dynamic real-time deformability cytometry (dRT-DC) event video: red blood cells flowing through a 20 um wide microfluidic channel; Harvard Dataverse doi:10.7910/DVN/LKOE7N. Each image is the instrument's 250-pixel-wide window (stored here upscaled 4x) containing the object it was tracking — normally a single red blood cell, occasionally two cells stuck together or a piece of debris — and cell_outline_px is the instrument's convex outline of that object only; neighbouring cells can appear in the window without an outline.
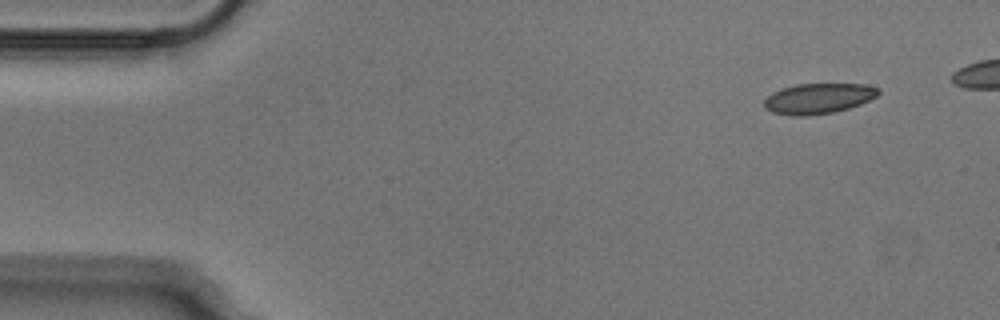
{"species": "Egyptian fruit bat (a non-hibernating species)", "species_latin": "Rousettus aegyptiacus", "temperature_condition": "cold", "stored_images_in_passage": 43, "camera_frame_rate_fps": 3000, "um_per_image_px": 0.085, "animal": {"sex": "male"}, "frame": {"image": 1, "passage_image": 1, "time_ms": 0.0, "image_size_px": [1000, 320], "cell_outline_px": [[880, 92], [876, 96], [860, 104], [848, 108], [832, 112], [804, 116], [792, 116], [772, 112], [764, 108], [764, 100], [772, 92], [796, 84], [864, 84], [880, 88]], "centroid_in_image_um": [69.54, 8.37], "position_along_channel_um": 15.5, "area_um2": 20.11}}
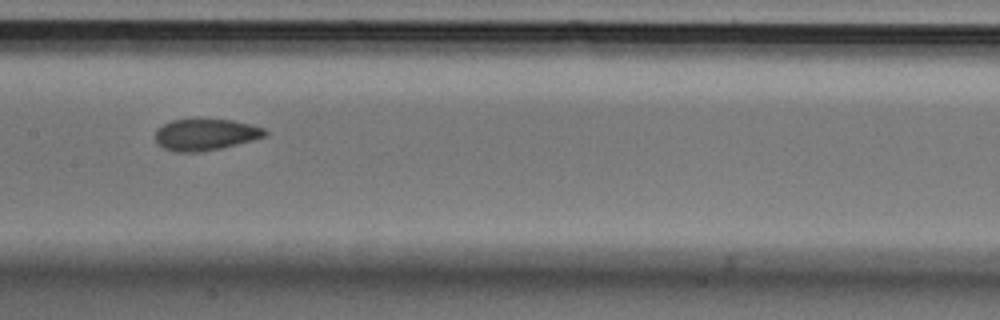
{"frame": {"image": 2, "passage_image": 22, "time_ms": 7.0, "image_size_px": [1000, 320], "cell_outline_px": [[268, 136], [220, 148], [200, 152], [176, 152], [164, 148], [156, 144], [156, 128], [172, 120], [196, 116], [232, 120], [264, 128], [268, 132]], "centroid_in_image_um": [17.44, 11.39], "position_along_channel_um": 190.0, "area_um2": 20.81}}
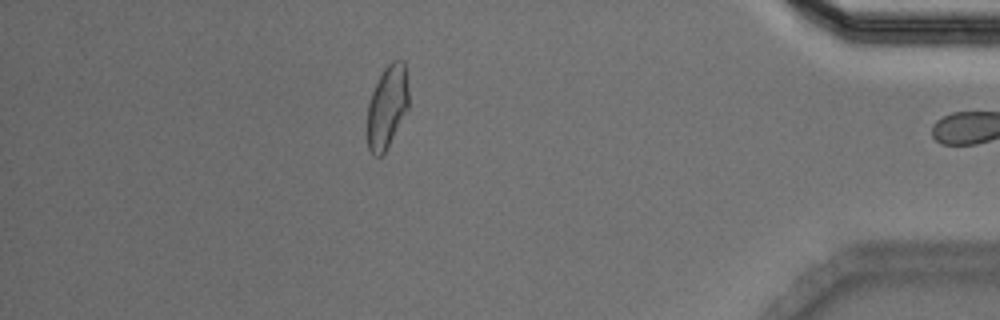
{"frame": {"image": 3, "passage_image": 42, "time_ms": 13.667, "image_size_px": [1000, 320], "cell_outline_px": [[408, 108], [384, 152], [380, 156], [372, 156], [368, 148], [368, 104], [372, 92], [384, 68], [392, 60], [404, 60], [408, 88]], "centroid_in_image_um": [32.91, 9.05], "position_along_channel_um": 402.3, "area_um2": 19.59}}